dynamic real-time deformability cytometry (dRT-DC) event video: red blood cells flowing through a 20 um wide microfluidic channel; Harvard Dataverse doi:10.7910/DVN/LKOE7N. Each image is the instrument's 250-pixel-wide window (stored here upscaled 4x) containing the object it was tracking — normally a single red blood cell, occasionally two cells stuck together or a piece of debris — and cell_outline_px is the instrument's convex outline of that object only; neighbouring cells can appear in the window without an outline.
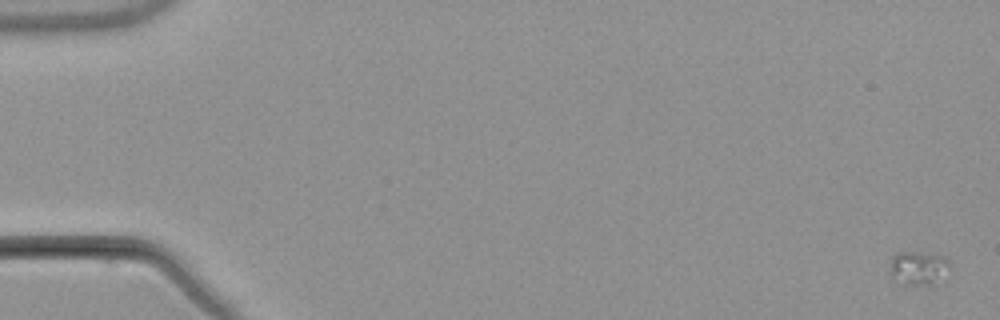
{"species": "common noctule bat (a hibernating species)", "species_latin": "Nyctalus noctula", "temperature_condition": "warm", "stored_images_in_passage": 6, "camera_frame_rate_fps": 3000, "um_per_image_px": 0.085, "animal": {"sex": "male", "body_mass_g": 21.5, "forearm_length_mm": 52.0}, "frame": {"image": 1, "passage_image": 1, "time_ms": 0.0, "image_size_px": [1000, 320], "cell_outline_px": [[948, 264], [928, 284], [904, 284], [892, 276], [892, 256], [900, 252], [916, 252], [944, 256], [948, 260]], "centroid_in_image_um": [77.96, 22.71], "position_along_channel_um": 7.0, "area_um2": 10.46}}